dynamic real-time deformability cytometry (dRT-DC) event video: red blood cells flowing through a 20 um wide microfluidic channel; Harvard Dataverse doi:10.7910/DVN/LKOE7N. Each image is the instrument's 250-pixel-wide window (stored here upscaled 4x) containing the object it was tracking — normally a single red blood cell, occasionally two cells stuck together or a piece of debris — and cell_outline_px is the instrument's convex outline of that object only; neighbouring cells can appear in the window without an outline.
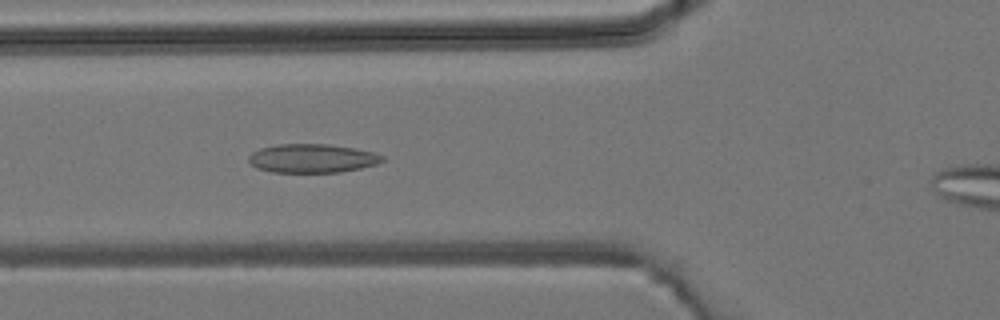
{"species": "common noctule bat (a hibernating species)", "species_latin": "Nyctalus noctula", "temperature_condition": "room temperature", "stored_images_in_passage": 23, "camera_frame_rate_fps": 3000, "um_per_image_px": 0.085, "animal": {"sex": "male", "body_mass_g": 19.2, "forearm_length_mm": 51.8}, "frame": {"image": 1, "passage_image": 12, "time_ms": 3.667, "image_size_px": [1000, 320], "cell_outline_px": [[384, 160], [376, 164], [360, 168], [340, 172], [272, 172], [256, 168], [248, 160], [248, 156], [252, 152], [260, 148], [276, 144], [328, 144], [352, 148], [372, 152], [384, 156]], "centroid_in_image_um": [26.5, 13.46], "position_along_channel_um": 99.3, "area_um2": 22.31}}
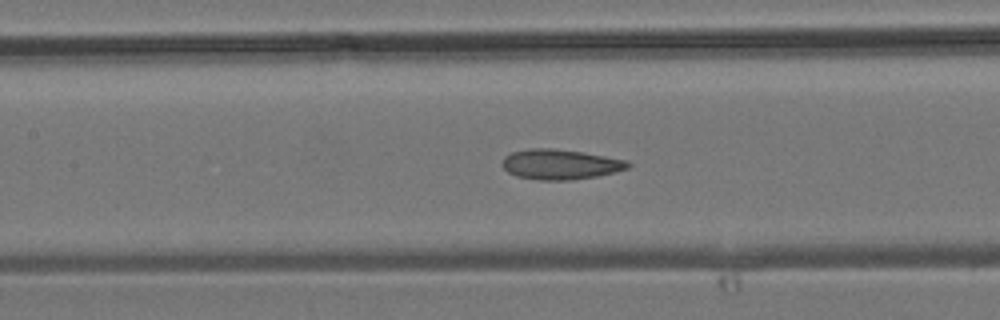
{"frame": {"image": 2, "passage_image": 16, "time_ms": 5.0, "image_size_px": [1000, 320], "cell_outline_px": [[632, 164], [628, 168], [596, 176], [572, 180], [540, 180], [516, 176], [508, 172], [504, 168], [504, 156], [512, 152], [528, 148], [552, 148], [580, 152], [628, 160]], "centroid_in_image_um": [47.62, 13.97], "position_along_channel_um": 159.8, "area_um2": 21.85}}
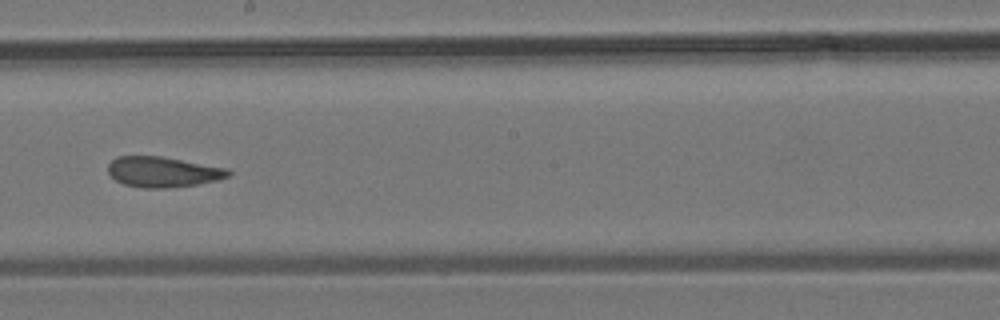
{"frame": {"image": 3, "passage_image": 21, "time_ms": 6.667, "image_size_px": [1000, 320], "cell_outline_px": [[232, 172], [228, 176], [216, 180], [196, 184], [164, 188], [144, 188], [124, 184], [116, 180], [108, 172], [108, 164], [116, 156], [164, 156], [228, 168]], "centroid_in_image_um": [13.84, 14.59], "position_along_channel_um": 234.4, "area_um2": 21.33}}